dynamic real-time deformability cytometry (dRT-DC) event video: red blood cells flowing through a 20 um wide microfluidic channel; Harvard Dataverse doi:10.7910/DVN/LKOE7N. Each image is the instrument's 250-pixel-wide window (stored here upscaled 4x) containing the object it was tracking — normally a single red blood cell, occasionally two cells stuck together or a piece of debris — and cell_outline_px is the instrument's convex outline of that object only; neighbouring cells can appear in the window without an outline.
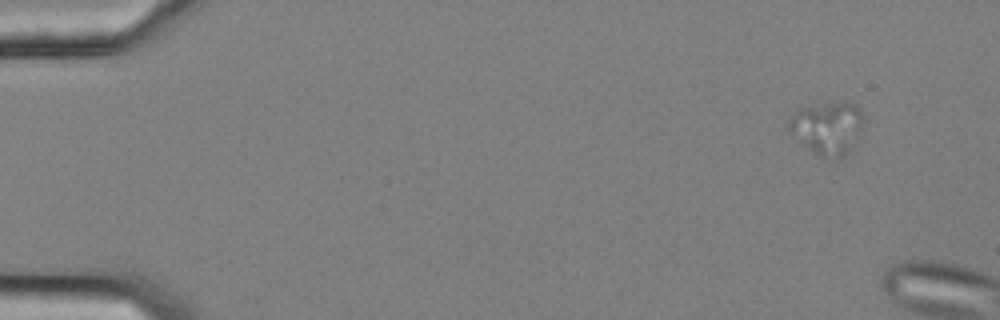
{"species": "common noctule bat (a hibernating species)", "species_latin": "Nyctalus noctula", "temperature_condition": "cold", "stored_images_in_passage": 11, "segment_of_instrument_passage": [1, 2], "camera_frame_rate_fps": 3000, "um_per_image_px": 0.085, "animal": {"sex": "female", "body_mass_g": 25.1}, "frame": {"image": 1, "passage_image": 7, "time_ms": 2.0, "image_size_px": [1000, 320], "cell_outline_px": [[864, 120], [860, 136], [836, 160], [816, 152], [788, 128], [788, 120], [800, 108], [844, 100], [856, 104]], "centroid_in_image_um": [70.4, 10.79], "position_along_channel_um": 14.6, "area_um2": 21.96}}